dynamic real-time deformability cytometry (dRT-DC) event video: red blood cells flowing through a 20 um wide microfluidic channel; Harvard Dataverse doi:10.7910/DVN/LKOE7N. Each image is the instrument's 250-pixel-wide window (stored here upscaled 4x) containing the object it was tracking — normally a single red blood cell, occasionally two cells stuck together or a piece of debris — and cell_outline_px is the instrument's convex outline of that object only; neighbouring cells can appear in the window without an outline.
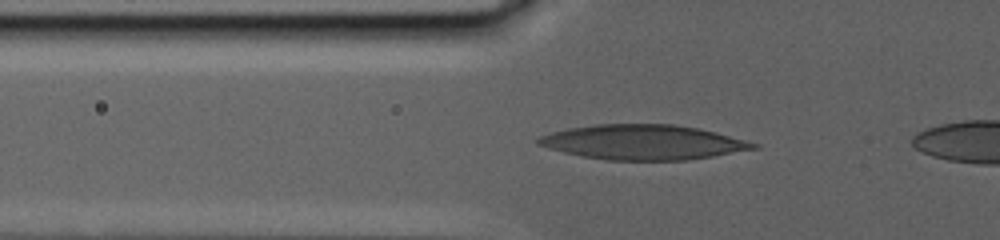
{"species": "human", "species_latin": "Homo sapiens", "temperature_condition": "warm", "stored_images_in_passage": 8, "camera_frame_rate_fps": 3000, "um_per_image_px": 0.085, "donor": {"sex": "male"}, "frame": {"image": 1, "passage_image": 5, "time_ms": 3.0, "image_size_px": [1000, 240], "cell_outline_px": [[760, 148], [712, 156], [684, 160], [608, 160], [580, 156], [548, 148], [536, 144], [536, 140], [540, 136], [552, 132], [568, 128], [596, 124], [672, 124], [700, 128], [716, 132], [760, 144]], "centroid_in_image_um": [54.66, 12.08], "position_along_channel_um": 71.1, "area_um2": 43.7}}